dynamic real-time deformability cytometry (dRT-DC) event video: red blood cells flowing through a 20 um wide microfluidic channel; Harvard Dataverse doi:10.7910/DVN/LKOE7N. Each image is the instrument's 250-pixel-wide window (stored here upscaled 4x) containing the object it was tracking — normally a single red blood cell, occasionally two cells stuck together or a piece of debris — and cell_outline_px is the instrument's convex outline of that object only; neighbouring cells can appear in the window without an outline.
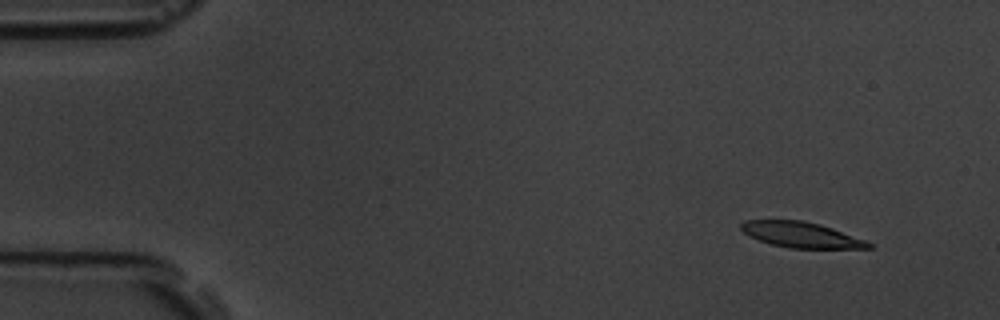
{"species": "common noctule bat (a hibernating species)", "species_latin": "Nyctalus noctula", "temperature_condition": "room temperature", "stored_images_in_passage": 6, "camera_frame_rate_fps": 3000, "um_per_image_px": 0.085, "animal": {"sex": "male", "body_mass_g": 19.5, "forearm_length_mm": 54.6}, "frame": {"image": 1, "passage_image": 2, "time_ms": 1.0, "image_size_px": [1000, 320], "cell_outline_px": [[872, 248], [788, 248], [772, 244], [748, 236], [740, 228], [740, 224], [744, 220], [804, 220], [820, 224], [832, 228], [864, 240], [872, 244]], "centroid_in_image_um": [68.06, 19.95], "position_along_channel_um": 16.9, "area_um2": 18.84}}
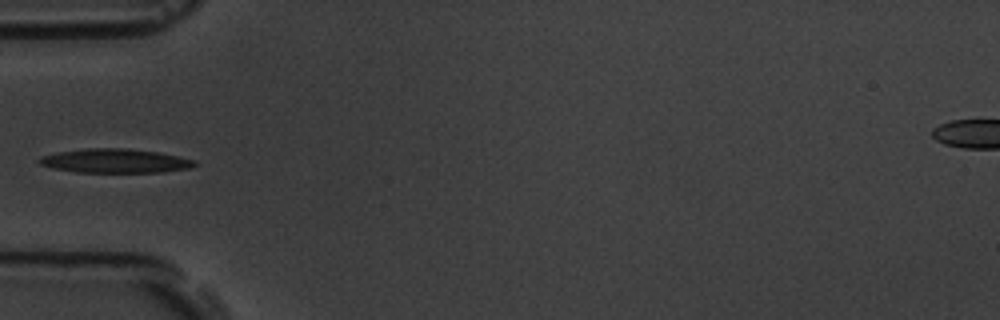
{"frame": {"image": 2, "passage_image": 6, "time_ms": 5.667, "image_size_px": [1000, 320], "cell_outline_px": [[196, 164], [192, 168], [164, 172], [76, 172], [52, 168], [40, 164], [36, 160], [40, 156], [60, 152], [88, 148], [124, 148], [160, 152], [196, 160]], "centroid_in_image_um": [9.81, 13.68], "position_along_channel_um": 75.2, "area_um2": 21.85}}